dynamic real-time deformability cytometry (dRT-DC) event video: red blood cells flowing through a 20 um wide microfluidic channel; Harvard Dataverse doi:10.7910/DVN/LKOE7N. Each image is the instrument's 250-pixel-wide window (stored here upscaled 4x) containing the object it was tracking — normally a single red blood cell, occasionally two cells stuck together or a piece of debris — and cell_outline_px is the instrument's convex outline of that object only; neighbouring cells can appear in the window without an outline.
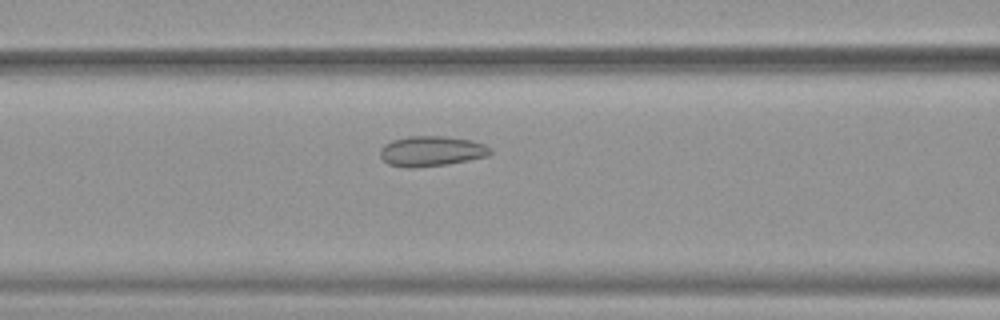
{"species": "common noctule bat (a hibernating species)", "species_latin": "Nyctalus noctula", "temperature_condition": "warm", "stored_images_in_passage": 25, "camera_frame_rate_fps": 3000, "um_per_image_px": 0.085, "animal": {"sex": "female", "body_mass_g": 19.9}, "frame": {"image": 1, "passage_image": 6, "time_ms": 1.667, "image_size_px": [1000, 320], "cell_outline_px": [[492, 152], [488, 156], [448, 164], [412, 168], [408, 168], [388, 164], [380, 156], [380, 148], [384, 144], [392, 140], [408, 136], [444, 136], [472, 140], [484, 144], [492, 148]], "centroid_in_image_um": [36.67, 12.84], "position_along_channel_um": 129.9, "area_um2": 19.54}}
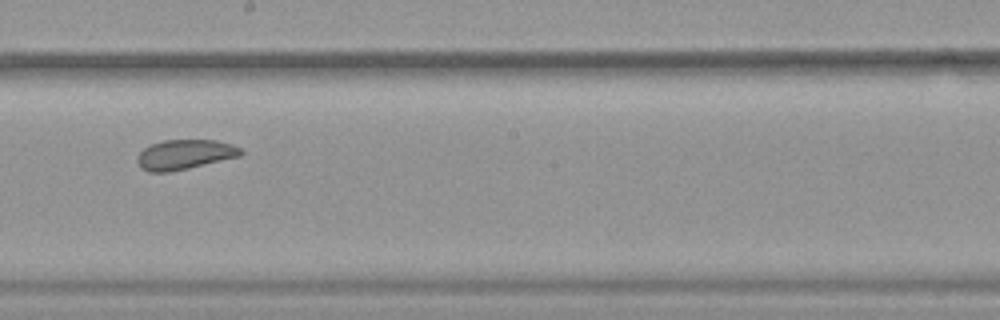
{"frame": {"image": 2, "passage_image": 14, "time_ms": 4.333, "image_size_px": [1000, 320], "cell_outline_px": [[244, 152], [240, 156], [188, 168], [168, 172], [148, 172], [140, 168], [136, 160], [140, 152], [144, 148], [152, 144], [164, 140], [216, 140], [232, 144], [240, 148]], "centroid_in_image_um": [15.69, 13.13], "position_along_channel_um": 232.5, "area_um2": 17.92}}
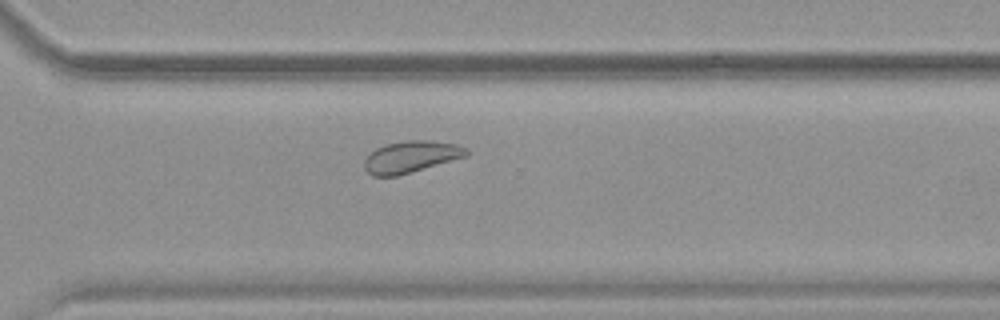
{"frame": {"image": 3, "passage_image": 22, "time_ms": 7.0, "image_size_px": [1000, 320], "cell_outline_px": [[468, 156], [396, 176], [372, 176], [364, 168], [364, 160], [376, 148], [384, 144], [408, 140], [432, 140], [456, 144], [464, 148], [468, 152]], "centroid_in_image_um": [34.92, 13.32], "position_along_channel_um": 335.7, "area_um2": 18.73}, "authors_computed_cell_mechanics": {"area_um2": 18.6116, "velocity_mm_per_s": 3.866, "shape_relaxation_time_tau1_ms": null, "shape_relaxation_time_tau2_ms": 1.5964, "deformation_change_tau1": null, "deformation_change_tau2": 0.0647}}